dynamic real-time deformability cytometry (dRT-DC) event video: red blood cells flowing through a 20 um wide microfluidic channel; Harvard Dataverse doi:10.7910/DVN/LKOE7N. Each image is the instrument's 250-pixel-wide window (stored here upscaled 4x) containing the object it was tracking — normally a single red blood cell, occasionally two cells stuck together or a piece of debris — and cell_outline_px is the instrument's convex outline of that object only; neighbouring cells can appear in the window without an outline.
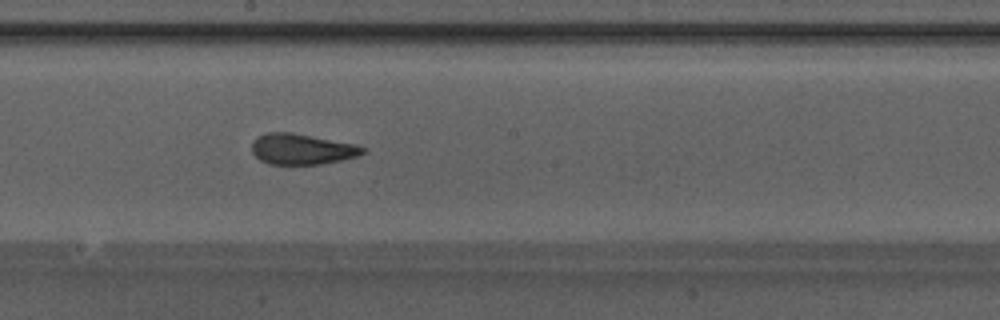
{"species": "Egyptian fruit bat (a non-hibernating species)", "species_latin": "Rousettus aegyptiacus", "temperature_condition": "warm", "stored_images_in_passage": 32, "camera_frame_rate_fps": 3000, "um_per_image_px": 0.085, "animal": {"sex": "male"}, "frame": {"image": 1, "passage_image": 14, "time_ms": 4.333, "image_size_px": [1000, 320], "cell_outline_px": [[368, 148], [360, 156], [320, 164], [268, 164], [260, 160], [252, 152], [252, 144], [256, 136], [268, 132], [292, 132], [356, 144]], "centroid_in_image_um": [25.67, 12.67], "position_along_channel_um": 222.5, "area_um2": 20.0}}